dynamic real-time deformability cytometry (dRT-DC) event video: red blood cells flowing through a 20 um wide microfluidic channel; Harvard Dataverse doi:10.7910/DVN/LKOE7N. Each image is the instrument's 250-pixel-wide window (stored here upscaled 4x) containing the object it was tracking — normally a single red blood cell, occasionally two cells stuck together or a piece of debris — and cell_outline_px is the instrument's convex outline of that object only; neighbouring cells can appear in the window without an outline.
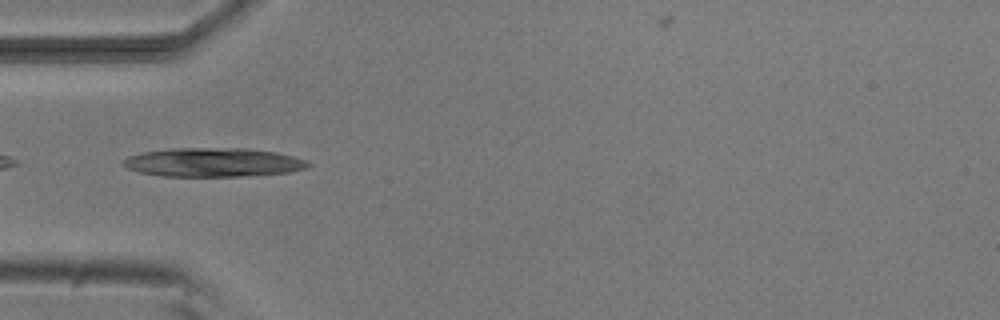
{"species": "common noctule bat (a hibernating species)", "species_latin": "Nyctalus noctula", "temperature_condition": "room temperature", "stored_images_in_passage": 4, "camera_frame_rate_fps": 3000, "um_per_image_px": 0.085, "animal": {"sex": "male", "body_mass_g": 20.5, "forearm_length_mm": 52.5}, "frame": {"image": 1, "passage_image": 4, "time_ms": 3.333, "image_size_px": [1000, 320], "cell_outline_px": [[312, 164], [308, 168], [288, 172], [240, 176], [160, 176], [140, 172], [128, 168], [120, 164], [128, 156], [144, 152], [172, 148], [248, 148], [276, 152], [292, 156], [304, 160]], "centroid_in_image_um": [18.11, 13.79], "position_along_channel_um": 66.9, "area_um2": 31.04}}